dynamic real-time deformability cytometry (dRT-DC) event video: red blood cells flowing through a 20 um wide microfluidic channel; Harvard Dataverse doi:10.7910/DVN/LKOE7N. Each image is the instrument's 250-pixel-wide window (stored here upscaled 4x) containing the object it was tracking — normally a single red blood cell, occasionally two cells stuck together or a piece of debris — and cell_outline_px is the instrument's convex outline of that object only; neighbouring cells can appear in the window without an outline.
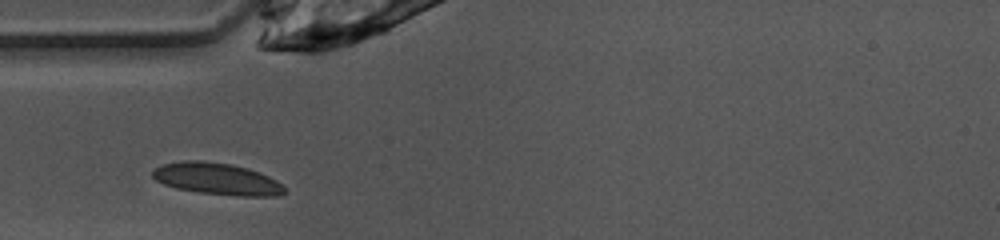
{"species": "common noctule bat (a hibernating species)", "species_latin": "Nyctalus noctula", "temperature_condition": "warm", "stored_images_in_passage": 25, "camera_frame_rate_fps": 3000, "um_per_image_px": 0.085, "animal": {"sex": "female", "body_mass_g": 10.0, "forearm_length_mm": 53.1}, "frame": {"image": 1, "passage_image": 1, "time_ms": 0.0, "image_size_px": [1000, 240], "cell_outline_px": [[284, 192], [276, 196], [240, 196], [200, 192], [176, 188], [164, 184], [156, 180], [152, 176], [152, 168], [164, 164], [184, 160], [200, 160], [232, 164], [248, 168], [260, 172], [276, 180], [284, 188]], "centroid_in_image_um": [18.41, 15.19], "position_along_channel_um": 66.6, "area_um2": 24.33}}
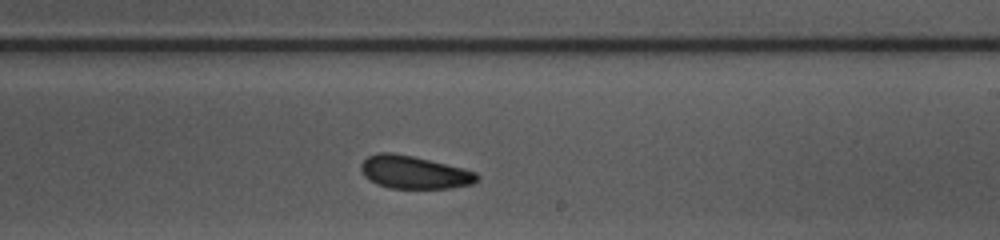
{"frame": {"image": 2, "passage_image": 15, "time_ms": 4.667, "image_size_px": [1000, 240], "cell_outline_px": [[480, 176], [472, 184], [452, 188], [388, 188], [376, 184], [364, 176], [360, 168], [360, 164], [368, 156], [380, 152], [392, 152], [412, 156], [476, 172]], "centroid_in_image_um": [35.16, 14.65], "position_along_channel_um": 253.8, "area_um2": 22.02}}
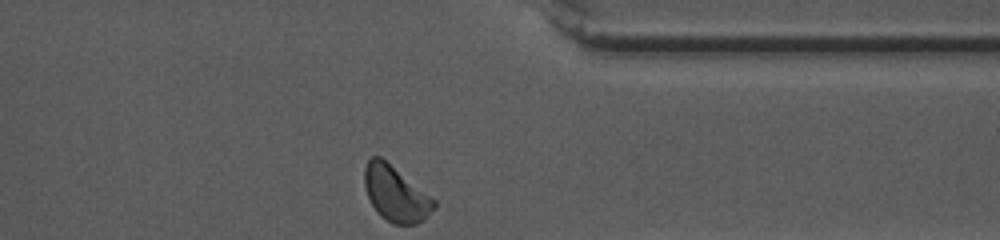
{"frame": {"image": 3, "passage_image": 25, "time_ms": 8.0, "image_size_px": [1000, 240], "cell_outline_px": [[436, 208], [424, 220], [416, 224], [392, 224], [380, 216], [376, 212], [368, 196], [364, 184], [364, 168], [368, 160], [372, 156], [380, 156], [436, 200]], "centroid_in_image_um": [33.64, 16.49], "position_along_channel_um": 377.8, "area_um2": 22.43}}